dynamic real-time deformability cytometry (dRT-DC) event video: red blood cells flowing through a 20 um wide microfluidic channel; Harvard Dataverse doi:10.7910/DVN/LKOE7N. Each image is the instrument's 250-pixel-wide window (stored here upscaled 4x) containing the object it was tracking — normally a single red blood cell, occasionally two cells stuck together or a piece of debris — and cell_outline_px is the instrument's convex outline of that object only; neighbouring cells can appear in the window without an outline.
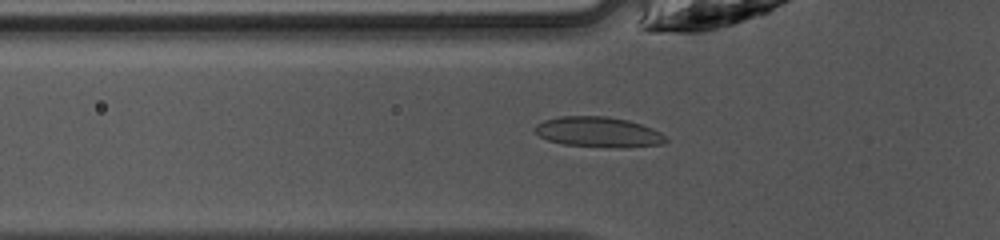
{"species": "common noctule bat (a hibernating species)", "species_latin": "Nyctalus noctula", "temperature_condition": "warm", "stored_images_in_passage": 47, "camera_frame_rate_fps": 3000, "um_per_image_px": 0.085, "animal": {"sex": "female", "body_mass_g": 10.0, "forearm_length_mm": 53.1}, "frame": {"image": 1, "passage_image": 16, "time_ms": 5.0, "image_size_px": [1000, 240], "cell_outline_px": [[668, 140], [664, 144], [620, 148], [616, 148], [564, 144], [548, 140], [540, 136], [532, 128], [536, 124], [544, 120], [560, 116], [604, 116], [628, 120], [652, 128], [660, 132]], "centroid_in_image_um": [50.86, 11.22], "position_along_channel_um": 74.9, "area_um2": 23.12}}
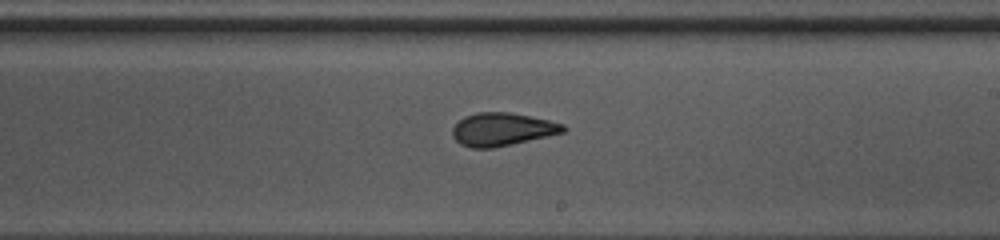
{"frame": {"image": 2, "passage_image": 28, "time_ms": 9.0, "image_size_px": [1000, 240], "cell_outline_px": [[568, 128], [564, 132], [548, 136], [512, 144], [492, 148], [472, 148], [460, 144], [452, 136], [452, 128], [464, 116], [476, 112], [508, 112], [548, 120], [564, 124]], "centroid_in_image_um": [42.67, 10.99], "position_along_channel_um": 246.3, "area_um2": 21.27}}
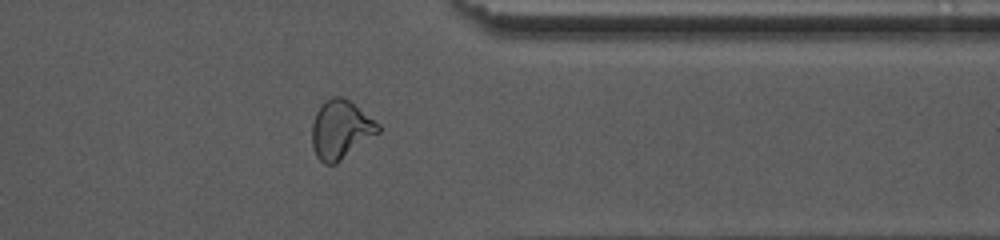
{"frame": {"image": 3, "passage_image": 38, "time_ms": 12.333, "image_size_px": [1000, 240], "cell_outline_px": [[380, 132], [336, 164], [324, 164], [316, 156], [312, 144], [312, 124], [316, 112], [320, 104], [324, 100], [332, 96], [344, 96], [380, 124]], "centroid_in_image_um": [28.95, 11.0], "position_along_channel_um": 382.4, "area_um2": 22.77}, "authors_computed_cell_mechanics": {"area_um2": 21.8484, "velocity_mm_per_s": 4.2545, "shape_relaxation_time_tau1_ms": 5.5342, "shape_relaxation_time_tau2_ms": 0.9433, "deformation_change_tau1": 0.1659, "deformation_change_tau2": 0.0575}}